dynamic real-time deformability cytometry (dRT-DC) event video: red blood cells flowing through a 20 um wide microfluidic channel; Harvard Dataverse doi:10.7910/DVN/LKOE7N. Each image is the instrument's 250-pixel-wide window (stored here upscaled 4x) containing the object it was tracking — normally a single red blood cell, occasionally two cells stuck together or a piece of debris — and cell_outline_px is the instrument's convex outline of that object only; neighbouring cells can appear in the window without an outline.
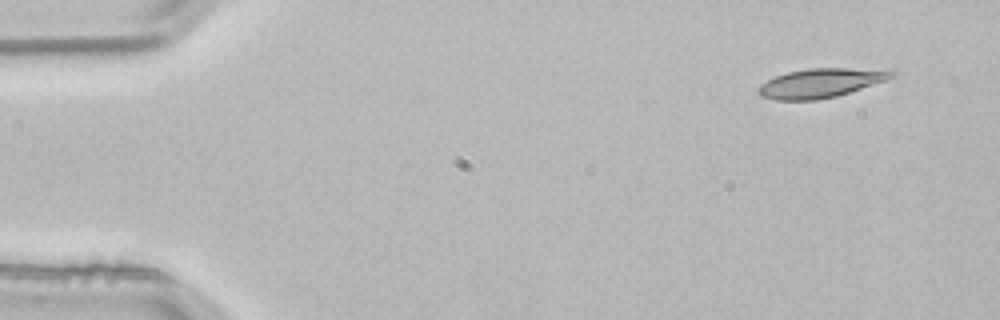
{"species": "common noctule bat (a hibernating species)", "species_latin": "Nyctalus noctula", "temperature_condition": "room temperature", "stored_images_in_passage": 3, "camera_frame_rate_fps": 3000, "um_per_image_px": 0.085, "animal": {"sex": "male", "body_mass_g": 21.5, "forearm_length_mm": 52.0}, "frame": {"image": 1, "passage_image": 1, "time_ms": 0.0, "image_size_px": [1000, 320], "cell_outline_px": [[900, 72], [896, 76], [836, 96], [816, 100], [776, 100], [760, 96], [756, 92], [756, 88], [760, 84], [776, 76], [788, 72], [808, 68], [896, 68]], "centroid_in_image_um": [69.83, 7.03], "position_along_channel_um": 15.2, "area_um2": 23.0}}
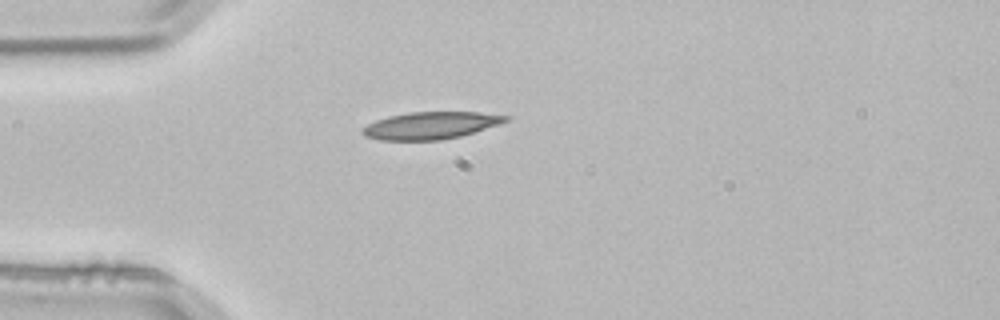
{"frame": {"image": 2, "passage_image": 3, "time_ms": 0.667, "image_size_px": [1000, 320], "cell_outline_px": [[512, 116], [508, 120], [500, 124], [460, 136], [440, 140], [380, 140], [364, 136], [360, 132], [360, 128], [376, 120], [388, 116], [408, 112], [480, 112]], "centroid_in_image_um": [36.58, 10.66], "position_along_channel_um": 48.4, "area_um2": 22.83}}